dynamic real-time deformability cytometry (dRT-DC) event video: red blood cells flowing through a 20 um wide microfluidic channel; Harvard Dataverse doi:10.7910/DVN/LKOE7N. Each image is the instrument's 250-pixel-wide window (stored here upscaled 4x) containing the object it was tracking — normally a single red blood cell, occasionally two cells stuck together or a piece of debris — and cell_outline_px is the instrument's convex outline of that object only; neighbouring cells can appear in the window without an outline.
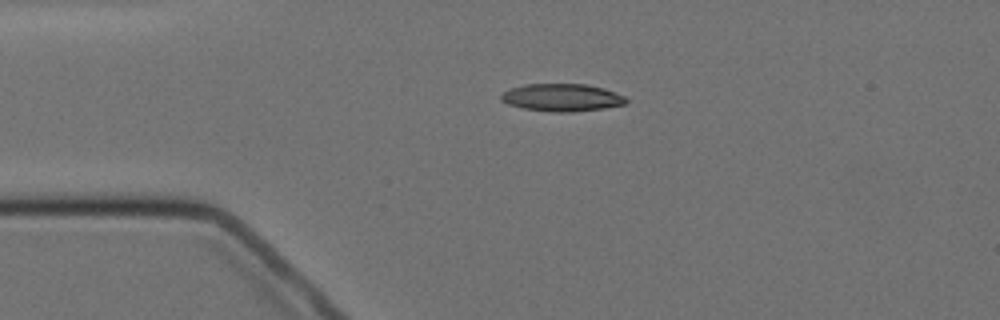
{"species": "Egyptian fruit bat (a non-hibernating species)", "species_latin": "Rousettus aegyptiacus", "temperature_condition": "cold", "stored_images_in_passage": 2, "camera_frame_rate_fps": 3000, "um_per_image_px": 0.085, "animal": {"sex": "female"}, "frame": {"image": 1, "passage_image": 1, "time_ms": 0.0, "image_size_px": [1000, 320], "cell_outline_px": [[628, 100], [624, 104], [604, 108], [572, 112], [552, 112], [520, 108], [508, 104], [500, 100], [500, 96], [504, 92], [512, 88], [524, 84], [588, 84], [604, 88], [624, 96]], "centroid_in_image_um": [47.74, 8.29], "position_along_channel_um": 37.3, "area_um2": 20.11}}